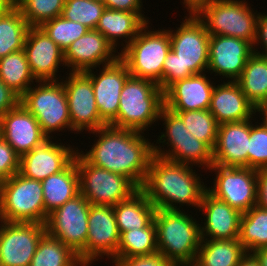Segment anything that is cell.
<instances>
[{"mask_svg": "<svg viewBox=\"0 0 267 266\" xmlns=\"http://www.w3.org/2000/svg\"><path fill=\"white\" fill-rule=\"evenodd\" d=\"M89 134L97 137L91 149L78 153L90 164L127 177L138 189L146 179L154 155L146 134L136 130L106 125ZM152 142V143H151ZM81 150V151H80Z\"/></svg>", "mask_w": 267, "mask_h": 266, "instance_id": "1", "label": "cell"}, {"mask_svg": "<svg viewBox=\"0 0 267 266\" xmlns=\"http://www.w3.org/2000/svg\"><path fill=\"white\" fill-rule=\"evenodd\" d=\"M193 168L154 154L140 189L156 209L183 210L182 206H190L198 211L208 185L202 179L204 175Z\"/></svg>", "mask_w": 267, "mask_h": 266, "instance_id": "2", "label": "cell"}, {"mask_svg": "<svg viewBox=\"0 0 267 266\" xmlns=\"http://www.w3.org/2000/svg\"><path fill=\"white\" fill-rule=\"evenodd\" d=\"M185 14L179 27L167 29L171 50L163 64V91L178 80L207 72L208 69L210 35L196 14Z\"/></svg>", "mask_w": 267, "mask_h": 266, "instance_id": "3", "label": "cell"}, {"mask_svg": "<svg viewBox=\"0 0 267 266\" xmlns=\"http://www.w3.org/2000/svg\"><path fill=\"white\" fill-rule=\"evenodd\" d=\"M185 210L156 209L154 215L158 253L176 266H192L201 243L200 220Z\"/></svg>", "mask_w": 267, "mask_h": 266, "instance_id": "4", "label": "cell"}, {"mask_svg": "<svg viewBox=\"0 0 267 266\" xmlns=\"http://www.w3.org/2000/svg\"><path fill=\"white\" fill-rule=\"evenodd\" d=\"M119 100L117 117L109 125L144 133L158 123L164 107V91L149 79L130 76Z\"/></svg>", "mask_w": 267, "mask_h": 266, "instance_id": "5", "label": "cell"}, {"mask_svg": "<svg viewBox=\"0 0 267 266\" xmlns=\"http://www.w3.org/2000/svg\"><path fill=\"white\" fill-rule=\"evenodd\" d=\"M158 121L164 122L165 128L163 132H159L161 135L157 136L156 143L153 144V153L172 162L195 168L197 166L207 173L213 165V150L206 143L196 139L185 127L182 118L165 106Z\"/></svg>", "mask_w": 267, "mask_h": 266, "instance_id": "6", "label": "cell"}, {"mask_svg": "<svg viewBox=\"0 0 267 266\" xmlns=\"http://www.w3.org/2000/svg\"><path fill=\"white\" fill-rule=\"evenodd\" d=\"M149 24H151L149 26ZM147 23L120 53L131 76L149 79L162 89L163 64L171 50L169 31L164 28H152ZM150 27V28H149Z\"/></svg>", "mask_w": 267, "mask_h": 266, "instance_id": "7", "label": "cell"}, {"mask_svg": "<svg viewBox=\"0 0 267 266\" xmlns=\"http://www.w3.org/2000/svg\"><path fill=\"white\" fill-rule=\"evenodd\" d=\"M246 0H211L195 14L209 35L243 39L254 46L259 12Z\"/></svg>", "mask_w": 267, "mask_h": 266, "instance_id": "8", "label": "cell"}, {"mask_svg": "<svg viewBox=\"0 0 267 266\" xmlns=\"http://www.w3.org/2000/svg\"><path fill=\"white\" fill-rule=\"evenodd\" d=\"M20 103L34 115L47 138L58 139V132L67 130L73 133L62 79L37 81L20 97Z\"/></svg>", "mask_w": 267, "mask_h": 266, "instance_id": "9", "label": "cell"}, {"mask_svg": "<svg viewBox=\"0 0 267 266\" xmlns=\"http://www.w3.org/2000/svg\"><path fill=\"white\" fill-rule=\"evenodd\" d=\"M48 216L41 181L18 172L0 182L1 221L45 224Z\"/></svg>", "mask_w": 267, "mask_h": 266, "instance_id": "10", "label": "cell"}, {"mask_svg": "<svg viewBox=\"0 0 267 266\" xmlns=\"http://www.w3.org/2000/svg\"><path fill=\"white\" fill-rule=\"evenodd\" d=\"M75 161L80 193L92 205L115 206L138 190L127 177L88 163L78 152Z\"/></svg>", "mask_w": 267, "mask_h": 266, "instance_id": "11", "label": "cell"}, {"mask_svg": "<svg viewBox=\"0 0 267 266\" xmlns=\"http://www.w3.org/2000/svg\"><path fill=\"white\" fill-rule=\"evenodd\" d=\"M212 185L207 191L215 198L229 204L241 214L257 204V170L248 167H224L212 165Z\"/></svg>", "mask_w": 267, "mask_h": 266, "instance_id": "12", "label": "cell"}, {"mask_svg": "<svg viewBox=\"0 0 267 266\" xmlns=\"http://www.w3.org/2000/svg\"><path fill=\"white\" fill-rule=\"evenodd\" d=\"M120 233L113 206L90 205L85 248L77 255L85 266H92L105 256L110 262L117 258Z\"/></svg>", "mask_w": 267, "mask_h": 266, "instance_id": "13", "label": "cell"}, {"mask_svg": "<svg viewBox=\"0 0 267 266\" xmlns=\"http://www.w3.org/2000/svg\"><path fill=\"white\" fill-rule=\"evenodd\" d=\"M90 205L80 193L50 213L45 223L46 232L77 255L85 248Z\"/></svg>", "mask_w": 267, "mask_h": 266, "instance_id": "14", "label": "cell"}, {"mask_svg": "<svg viewBox=\"0 0 267 266\" xmlns=\"http://www.w3.org/2000/svg\"><path fill=\"white\" fill-rule=\"evenodd\" d=\"M65 75L62 83L73 133L80 135L84 130L89 133L108 125L99 115L91 79L84 72H69Z\"/></svg>", "mask_w": 267, "mask_h": 266, "instance_id": "15", "label": "cell"}, {"mask_svg": "<svg viewBox=\"0 0 267 266\" xmlns=\"http://www.w3.org/2000/svg\"><path fill=\"white\" fill-rule=\"evenodd\" d=\"M45 224L0 221V266H29Z\"/></svg>", "mask_w": 267, "mask_h": 266, "instance_id": "16", "label": "cell"}, {"mask_svg": "<svg viewBox=\"0 0 267 266\" xmlns=\"http://www.w3.org/2000/svg\"><path fill=\"white\" fill-rule=\"evenodd\" d=\"M64 143L56 138H47L20 157L19 173L27 178L43 181L50 175L63 171L78 152V147L74 144Z\"/></svg>", "mask_w": 267, "mask_h": 266, "instance_id": "17", "label": "cell"}, {"mask_svg": "<svg viewBox=\"0 0 267 266\" xmlns=\"http://www.w3.org/2000/svg\"><path fill=\"white\" fill-rule=\"evenodd\" d=\"M98 68L84 73L91 79L99 115L109 125L117 117L121 90L131 74L120 57Z\"/></svg>", "mask_w": 267, "mask_h": 266, "instance_id": "18", "label": "cell"}, {"mask_svg": "<svg viewBox=\"0 0 267 266\" xmlns=\"http://www.w3.org/2000/svg\"><path fill=\"white\" fill-rule=\"evenodd\" d=\"M24 51L36 81H58L63 78L58 72H63L59 71L62 69L60 67H66L64 52L41 27L29 28Z\"/></svg>", "mask_w": 267, "mask_h": 266, "instance_id": "19", "label": "cell"}, {"mask_svg": "<svg viewBox=\"0 0 267 266\" xmlns=\"http://www.w3.org/2000/svg\"><path fill=\"white\" fill-rule=\"evenodd\" d=\"M253 53V46L243 39L210 35L207 74L223 76L222 79L226 81H236Z\"/></svg>", "mask_w": 267, "mask_h": 266, "instance_id": "20", "label": "cell"}, {"mask_svg": "<svg viewBox=\"0 0 267 266\" xmlns=\"http://www.w3.org/2000/svg\"><path fill=\"white\" fill-rule=\"evenodd\" d=\"M119 57L120 52L115 50L101 32L89 30L72 42L64 52L65 69L68 72H85L113 63Z\"/></svg>", "mask_w": 267, "mask_h": 266, "instance_id": "21", "label": "cell"}, {"mask_svg": "<svg viewBox=\"0 0 267 266\" xmlns=\"http://www.w3.org/2000/svg\"><path fill=\"white\" fill-rule=\"evenodd\" d=\"M198 210L202 212L201 216L204 214L200 222L201 240L239 239L242 214L238 210L208 191L204 193Z\"/></svg>", "mask_w": 267, "mask_h": 266, "instance_id": "22", "label": "cell"}, {"mask_svg": "<svg viewBox=\"0 0 267 266\" xmlns=\"http://www.w3.org/2000/svg\"><path fill=\"white\" fill-rule=\"evenodd\" d=\"M0 136L20 157L47 139L34 115L21 103L0 117Z\"/></svg>", "mask_w": 267, "mask_h": 266, "instance_id": "23", "label": "cell"}, {"mask_svg": "<svg viewBox=\"0 0 267 266\" xmlns=\"http://www.w3.org/2000/svg\"><path fill=\"white\" fill-rule=\"evenodd\" d=\"M251 119L218 125L213 165L248 167Z\"/></svg>", "mask_w": 267, "mask_h": 266, "instance_id": "24", "label": "cell"}, {"mask_svg": "<svg viewBox=\"0 0 267 266\" xmlns=\"http://www.w3.org/2000/svg\"><path fill=\"white\" fill-rule=\"evenodd\" d=\"M206 73L171 84L164 91V106L171 111L208 110L216 82Z\"/></svg>", "mask_w": 267, "mask_h": 266, "instance_id": "25", "label": "cell"}, {"mask_svg": "<svg viewBox=\"0 0 267 266\" xmlns=\"http://www.w3.org/2000/svg\"><path fill=\"white\" fill-rule=\"evenodd\" d=\"M220 80L221 82L214 86L208 109L218 124L260 116V111L246 98L236 81L223 80L222 83V79Z\"/></svg>", "mask_w": 267, "mask_h": 266, "instance_id": "26", "label": "cell"}, {"mask_svg": "<svg viewBox=\"0 0 267 266\" xmlns=\"http://www.w3.org/2000/svg\"><path fill=\"white\" fill-rule=\"evenodd\" d=\"M144 13L106 8L99 18L95 30L101 32L115 50L118 51L120 49L119 51L121 53L138 35L139 31L147 23L151 22L149 20L150 18L148 16L146 17ZM120 46L121 48H119Z\"/></svg>", "mask_w": 267, "mask_h": 266, "instance_id": "27", "label": "cell"}, {"mask_svg": "<svg viewBox=\"0 0 267 266\" xmlns=\"http://www.w3.org/2000/svg\"><path fill=\"white\" fill-rule=\"evenodd\" d=\"M44 207L49 215L65 202L80 194L79 175L75 159L61 172L41 181Z\"/></svg>", "mask_w": 267, "mask_h": 266, "instance_id": "28", "label": "cell"}, {"mask_svg": "<svg viewBox=\"0 0 267 266\" xmlns=\"http://www.w3.org/2000/svg\"><path fill=\"white\" fill-rule=\"evenodd\" d=\"M119 233L148 227L154 221L156 207L139 188L128 199L113 206Z\"/></svg>", "mask_w": 267, "mask_h": 266, "instance_id": "29", "label": "cell"}, {"mask_svg": "<svg viewBox=\"0 0 267 266\" xmlns=\"http://www.w3.org/2000/svg\"><path fill=\"white\" fill-rule=\"evenodd\" d=\"M236 82L258 111H267V57L253 53Z\"/></svg>", "mask_w": 267, "mask_h": 266, "instance_id": "30", "label": "cell"}, {"mask_svg": "<svg viewBox=\"0 0 267 266\" xmlns=\"http://www.w3.org/2000/svg\"><path fill=\"white\" fill-rule=\"evenodd\" d=\"M247 251L235 240H201L192 266H238Z\"/></svg>", "mask_w": 267, "mask_h": 266, "instance_id": "31", "label": "cell"}, {"mask_svg": "<svg viewBox=\"0 0 267 266\" xmlns=\"http://www.w3.org/2000/svg\"><path fill=\"white\" fill-rule=\"evenodd\" d=\"M0 79L19 97L37 82L30 71L24 49L0 59Z\"/></svg>", "mask_w": 267, "mask_h": 266, "instance_id": "32", "label": "cell"}, {"mask_svg": "<svg viewBox=\"0 0 267 266\" xmlns=\"http://www.w3.org/2000/svg\"><path fill=\"white\" fill-rule=\"evenodd\" d=\"M29 28L27 21L15 5L0 16V59L24 49Z\"/></svg>", "mask_w": 267, "mask_h": 266, "instance_id": "33", "label": "cell"}, {"mask_svg": "<svg viewBox=\"0 0 267 266\" xmlns=\"http://www.w3.org/2000/svg\"><path fill=\"white\" fill-rule=\"evenodd\" d=\"M29 266H85L69 247L47 232L41 237Z\"/></svg>", "mask_w": 267, "mask_h": 266, "instance_id": "34", "label": "cell"}, {"mask_svg": "<svg viewBox=\"0 0 267 266\" xmlns=\"http://www.w3.org/2000/svg\"><path fill=\"white\" fill-rule=\"evenodd\" d=\"M239 241L247 253H252L260 248H267L266 209L256 205L241 215Z\"/></svg>", "mask_w": 267, "mask_h": 266, "instance_id": "35", "label": "cell"}, {"mask_svg": "<svg viewBox=\"0 0 267 266\" xmlns=\"http://www.w3.org/2000/svg\"><path fill=\"white\" fill-rule=\"evenodd\" d=\"M158 253L156 225L125 231L120 234L117 258L149 256Z\"/></svg>", "mask_w": 267, "mask_h": 266, "instance_id": "36", "label": "cell"}, {"mask_svg": "<svg viewBox=\"0 0 267 266\" xmlns=\"http://www.w3.org/2000/svg\"><path fill=\"white\" fill-rule=\"evenodd\" d=\"M183 120L185 127L212 150L216 144L218 123L209 110L172 111Z\"/></svg>", "mask_w": 267, "mask_h": 266, "instance_id": "37", "label": "cell"}, {"mask_svg": "<svg viewBox=\"0 0 267 266\" xmlns=\"http://www.w3.org/2000/svg\"><path fill=\"white\" fill-rule=\"evenodd\" d=\"M66 0H17L15 6L30 27H40L44 22L62 15Z\"/></svg>", "mask_w": 267, "mask_h": 266, "instance_id": "38", "label": "cell"}, {"mask_svg": "<svg viewBox=\"0 0 267 266\" xmlns=\"http://www.w3.org/2000/svg\"><path fill=\"white\" fill-rule=\"evenodd\" d=\"M257 118L255 116L251 118L249 149L247 152L248 168L260 170L267 168V115L260 112V119ZM260 120H262L261 123H259Z\"/></svg>", "mask_w": 267, "mask_h": 266, "instance_id": "39", "label": "cell"}, {"mask_svg": "<svg viewBox=\"0 0 267 266\" xmlns=\"http://www.w3.org/2000/svg\"><path fill=\"white\" fill-rule=\"evenodd\" d=\"M105 5L96 0H66L62 15L65 19L79 22L90 30H95Z\"/></svg>", "mask_w": 267, "mask_h": 266, "instance_id": "40", "label": "cell"}, {"mask_svg": "<svg viewBox=\"0 0 267 266\" xmlns=\"http://www.w3.org/2000/svg\"><path fill=\"white\" fill-rule=\"evenodd\" d=\"M60 49L65 52L76 39L86 34L90 29L79 22H73L58 16L44 22L40 26Z\"/></svg>", "mask_w": 267, "mask_h": 266, "instance_id": "41", "label": "cell"}, {"mask_svg": "<svg viewBox=\"0 0 267 266\" xmlns=\"http://www.w3.org/2000/svg\"><path fill=\"white\" fill-rule=\"evenodd\" d=\"M20 156L0 136V182L19 172Z\"/></svg>", "mask_w": 267, "mask_h": 266, "instance_id": "42", "label": "cell"}, {"mask_svg": "<svg viewBox=\"0 0 267 266\" xmlns=\"http://www.w3.org/2000/svg\"><path fill=\"white\" fill-rule=\"evenodd\" d=\"M110 263L113 264L111 266H176L168 259H165L160 253L149 256L116 258Z\"/></svg>", "mask_w": 267, "mask_h": 266, "instance_id": "43", "label": "cell"}, {"mask_svg": "<svg viewBox=\"0 0 267 266\" xmlns=\"http://www.w3.org/2000/svg\"><path fill=\"white\" fill-rule=\"evenodd\" d=\"M253 51L263 57H267V12H259L257 20V37L253 46Z\"/></svg>", "mask_w": 267, "mask_h": 266, "instance_id": "44", "label": "cell"}, {"mask_svg": "<svg viewBox=\"0 0 267 266\" xmlns=\"http://www.w3.org/2000/svg\"><path fill=\"white\" fill-rule=\"evenodd\" d=\"M20 103V97L0 79V117Z\"/></svg>", "mask_w": 267, "mask_h": 266, "instance_id": "45", "label": "cell"}, {"mask_svg": "<svg viewBox=\"0 0 267 266\" xmlns=\"http://www.w3.org/2000/svg\"><path fill=\"white\" fill-rule=\"evenodd\" d=\"M143 0H103L107 9L126 12H144Z\"/></svg>", "mask_w": 267, "mask_h": 266, "instance_id": "46", "label": "cell"}, {"mask_svg": "<svg viewBox=\"0 0 267 266\" xmlns=\"http://www.w3.org/2000/svg\"><path fill=\"white\" fill-rule=\"evenodd\" d=\"M256 205L267 210V168L257 170Z\"/></svg>", "mask_w": 267, "mask_h": 266, "instance_id": "47", "label": "cell"}, {"mask_svg": "<svg viewBox=\"0 0 267 266\" xmlns=\"http://www.w3.org/2000/svg\"><path fill=\"white\" fill-rule=\"evenodd\" d=\"M211 0H183L181 3L188 13L195 14L201 7Z\"/></svg>", "mask_w": 267, "mask_h": 266, "instance_id": "48", "label": "cell"}, {"mask_svg": "<svg viewBox=\"0 0 267 266\" xmlns=\"http://www.w3.org/2000/svg\"><path fill=\"white\" fill-rule=\"evenodd\" d=\"M238 266H260V263L252 253H247Z\"/></svg>", "mask_w": 267, "mask_h": 266, "instance_id": "49", "label": "cell"}, {"mask_svg": "<svg viewBox=\"0 0 267 266\" xmlns=\"http://www.w3.org/2000/svg\"><path fill=\"white\" fill-rule=\"evenodd\" d=\"M259 261L260 266H267V248H260L252 252Z\"/></svg>", "mask_w": 267, "mask_h": 266, "instance_id": "50", "label": "cell"}, {"mask_svg": "<svg viewBox=\"0 0 267 266\" xmlns=\"http://www.w3.org/2000/svg\"><path fill=\"white\" fill-rule=\"evenodd\" d=\"M15 3L12 0H0V16L10 10Z\"/></svg>", "mask_w": 267, "mask_h": 266, "instance_id": "51", "label": "cell"}]
</instances>
